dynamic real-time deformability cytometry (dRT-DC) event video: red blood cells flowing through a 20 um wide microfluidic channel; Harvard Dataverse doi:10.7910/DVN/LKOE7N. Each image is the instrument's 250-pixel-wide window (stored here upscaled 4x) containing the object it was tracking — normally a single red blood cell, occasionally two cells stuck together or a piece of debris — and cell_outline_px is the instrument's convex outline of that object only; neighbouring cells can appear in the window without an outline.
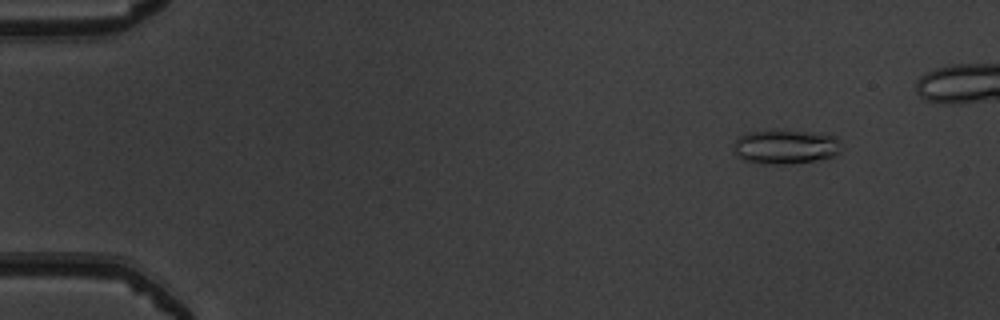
{"species": "common noctule bat (a hibernating species)", "species_latin": "Nyctalus noctula", "temperature_condition": "warm", "stored_images_in_passage": 44, "segment_of_instrument_passage": [1, 2], "camera_frame_rate_fps": 3000, "um_per_image_px": 0.085, "animal": {"sex": "male", "body_mass_g": 19.5, "forearm_length_mm": 54.6}, "frame": {"image": 1, "passage_image": 2, "time_ms": 0.333, "image_size_px": [1000, 320], "cell_outline_px": [[840, 152], [832, 156], [816, 160], [784, 164], [764, 164], [744, 160], [736, 156], [732, 144], [740, 136], [748, 132], [804, 132], [836, 136], [840, 140]], "centroid_in_image_um": [66.74, 12.51], "position_along_channel_um": 18.3, "area_um2": 20.98}}
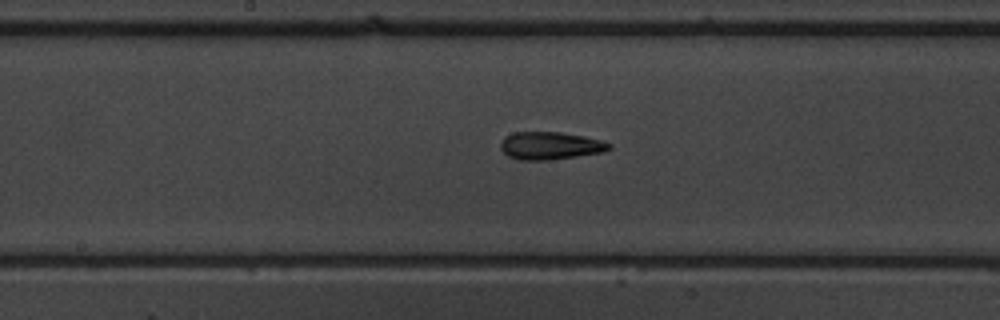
{"frame": {"image": 2, "passage_image": 24, "time_ms": 7.667, "image_size_px": [1000, 320], "cell_outline_px": [[612, 148], [604, 152], [548, 160], [520, 160], [508, 156], [500, 148], [500, 144], [504, 136], [512, 132], [560, 132], [584, 136], [600, 140], [612, 144]], "centroid_in_image_um": [46.76, 12.38], "position_along_channel_um": 201.4, "area_um2": 17.57}}
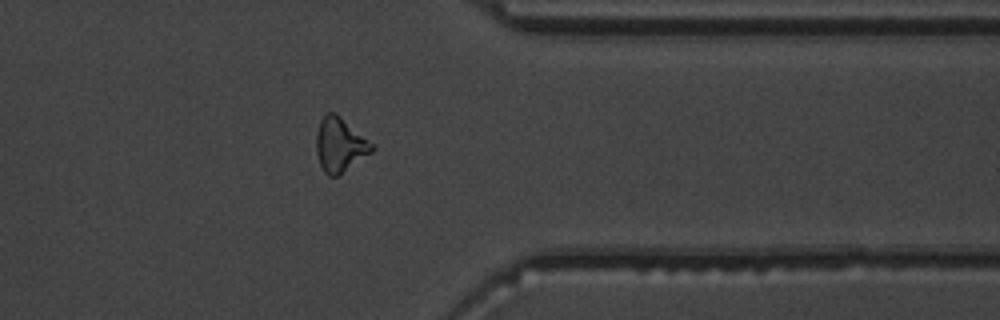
{"frame": {"image": 3, "passage_image": 38, "time_ms": 12.333, "image_size_px": [1000, 320], "cell_outline_px": [[376, 148], [372, 152], [340, 176], [328, 176], [324, 172], [320, 164], [316, 152], [316, 136], [320, 120], [328, 112], [336, 112], [372, 144]], "centroid_in_image_um": [28.88, 12.34], "position_along_channel_um": 382.5, "area_um2": 17.57}}